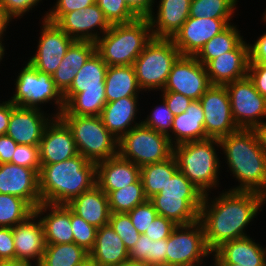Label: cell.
Segmentation results:
<instances>
[{
	"instance_id": "obj_1",
	"label": "cell",
	"mask_w": 266,
	"mask_h": 266,
	"mask_svg": "<svg viewBox=\"0 0 266 266\" xmlns=\"http://www.w3.org/2000/svg\"><path fill=\"white\" fill-rule=\"evenodd\" d=\"M203 197L199 221L205 241L213 253L227 241L247 237L245 230L264 205L263 195L251 191L225 190L215 199ZM211 199V200H209Z\"/></svg>"
},
{
	"instance_id": "obj_2",
	"label": "cell",
	"mask_w": 266,
	"mask_h": 266,
	"mask_svg": "<svg viewBox=\"0 0 266 266\" xmlns=\"http://www.w3.org/2000/svg\"><path fill=\"white\" fill-rule=\"evenodd\" d=\"M229 170L240 184L233 191L266 192V155L253 129H239L219 139Z\"/></svg>"
},
{
	"instance_id": "obj_3",
	"label": "cell",
	"mask_w": 266,
	"mask_h": 266,
	"mask_svg": "<svg viewBox=\"0 0 266 266\" xmlns=\"http://www.w3.org/2000/svg\"><path fill=\"white\" fill-rule=\"evenodd\" d=\"M96 185V163L78 154L53 164H41L39 191L42 203L68 204Z\"/></svg>"
},
{
	"instance_id": "obj_4",
	"label": "cell",
	"mask_w": 266,
	"mask_h": 266,
	"mask_svg": "<svg viewBox=\"0 0 266 266\" xmlns=\"http://www.w3.org/2000/svg\"><path fill=\"white\" fill-rule=\"evenodd\" d=\"M107 67L96 52L84 63L70 88L63 94L65 107L60 115L100 116L107 103Z\"/></svg>"
},
{
	"instance_id": "obj_5",
	"label": "cell",
	"mask_w": 266,
	"mask_h": 266,
	"mask_svg": "<svg viewBox=\"0 0 266 266\" xmlns=\"http://www.w3.org/2000/svg\"><path fill=\"white\" fill-rule=\"evenodd\" d=\"M152 38L148 18L111 25L95 42L96 53L108 66L133 65Z\"/></svg>"
},
{
	"instance_id": "obj_6",
	"label": "cell",
	"mask_w": 266,
	"mask_h": 266,
	"mask_svg": "<svg viewBox=\"0 0 266 266\" xmlns=\"http://www.w3.org/2000/svg\"><path fill=\"white\" fill-rule=\"evenodd\" d=\"M215 146L221 147L219 139L206 138L173 146L179 171L204 195L219 185L221 165Z\"/></svg>"
},
{
	"instance_id": "obj_7",
	"label": "cell",
	"mask_w": 266,
	"mask_h": 266,
	"mask_svg": "<svg viewBox=\"0 0 266 266\" xmlns=\"http://www.w3.org/2000/svg\"><path fill=\"white\" fill-rule=\"evenodd\" d=\"M71 129L78 153L88 161L99 162L118 155V141L100 116H59Z\"/></svg>"
},
{
	"instance_id": "obj_8",
	"label": "cell",
	"mask_w": 266,
	"mask_h": 266,
	"mask_svg": "<svg viewBox=\"0 0 266 266\" xmlns=\"http://www.w3.org/2000/svg\"><path fill=\"white\" fill-rule=\"evenodd\" d=\"M180 55L172 39L152 38L133 64L140 89L162 91Z\"/></svg>"
},
{
	"instance_id": "obj_9",
	"label": "cell",
	"mask_w": 266,
	"mask_h": 266,
	"mask_svg": "<svg viewBox=\"0 0 266 266\" xmlns=\"http://www.w3.org/2000/svg\"><path fill=\"white\" fill-rule=\"evenodd\" d=\"M118 155L141 168L170 158L173 145L167 135L141 123L119 139Z\"/></svg>"
},
{
	"instance_id": "obj_10",
	"label": "cell",
	"mask_w": 266,
	"mask_h": 266,
	"mask_svg": "<svg viewBox=\"0 0 266 266\" xmlns=\"http://www.w3.org/2000/svg\"><path fill=\"white\" fill-rule=\"evenodd\" d=\"M15 80V94L9 99L14 105L42 109L41 104L53 101L54 105L56 104L57 113L52 115L60 116L65 103L63 95L55 86L52 75L38 71L27 62Z\"/></svg>"
},
{
	"instance_id": "obj_11",
	"label": "cell",
	"mask_w": 266,
	"mask_h": 266,
	"mask_svg": "<svg viewBox=\"0 0 266 266\" xmlns=\"http://www.w3.org/2000/svg\"><path fill=\"white\" fill-rule=\"evenodd\" d=\"M212 252L205 241L201 222L177 225L167 238L166 266H189L202 263Z\"/></svg>"
},
{
	"instance_id": "obj_12",
	"label": "cell",
	"mask_w": 266,
	"mask_h": 266,
	"mask_svg": "<svg viewBox=\"0 0 266 266\" xmlns=\"http://www.w3.org/2000/svg\"><path fill=\"white\" fill-rule=\"evenodd\" d=\"M231 103V112L239 129H254L266 122V98L256 89L249 77L225 85Z\"/></svg>"
},
{
	"instance_id": "obj_13",
	"label": "cell",
	"mask_w": 266,
	"mask_h": 266,
	"mask_svg": "<svg viewBox=\"0 0 266 266\" xmlns=\"http://www.w3.org/2000/svg\"><path fill=\"white\" fill-rule=\"evenodd\" d=\"M199 101L204 111L205 133L209 138L220 139L239 130L225 85H211Z\"/></svg>"
},
{
	"instance_id": "obj_14",
	"label": "cell",
	"mask_w": 266,
	"mask_h": 266,
	"mask_svg": "<svg viewBox=\"0 0 266 266\" xmlns=\"http://www.w3.org/2000/svg\"><path fill=\"white\" fill-rule=\"evenodd\" d=\"M210 86L205 66L195 56L180 55L172 65L162 91H173L200 100Z\"/></svg>"
},
{
	"instance_id": "obj_15",
	"label": "cell",
	"mask_w": 266,
	"mask_h": 266,
	"mask_svg": "<svg viewBox=\"0 0 266 266\" xmlns=\"http://www.w3.org/2000/svg\"><path fill=\"white\" fill-rule=\"evenodd\" d=\"M40 27L42 28L36 53L28 62L38 71L52 75L74 40L56 23L46 19H43Z\"/></svg>"
},
{
	"instance_id": "obj_16",
	"label": "cell",
	"mask_w": 266,
	"mask_h": 266,
	"mask_svg": "<svg viewBox=\"0 0 266 266\" xmlns=\"http://www.w3.org/2000/svg\"><path fill=\"white\" fill-rule=\"evenodd\" d=\"M56 24L74 41L94 43L111 26L96 3L81 10L65 13Z\"/></svg>"
},
{
	"instance_id": "obj_17",
	"label": "cell",
	"mask_w": 266,
	"mask_h": 266,
	"mask_svg": "<svg viewBox=\"0 0 266 266\" xmlns=\"http://www.w3.org/2000/svg\"><path fill=\"white\" fill-rule=\"evenodd\" d=\"M231 19L189 17L172 38L181 55L195 56L212 37L223 31Z\"/></svg>"
},
{
	"instance_id": "obj_18",
	"label": "cell",
	"mask_w": 266,
	"mask_h": 266,
	"mask_svg": "<svg viewBox=\"0 0 266 266\" xmlns=\"http://www.w3.org/2000/svg\"><path fill=\"white\" fill-rule=\"evenodd\" d=\"M39 154L41 164L62 162L79 154L71 129L60 117H54L46 126Z\"/></svg>"
},
{
	"instance_id": "obj_19",
	"label": "cell",
	"mask_w": 266,
	"mask_h": 266,
	"mask_svg": "<svg viewBox=\"0 0 266 266\" xmlns=\"http://www.w3.org/2000/svg\"><path fill=\"white\" fill-rule=\"evenodd\" d=\"M50 116L42 109L13 104L6 135L17 144L39 145L46 126L54 118Z\"/></svg>"
},
{
	"instance_id": "obj_20",
	"label": "cell",
	"mask_w": 266,
	"mask_h": 266,
	"mask_svg": "<svg viewBox=\"0 0 266 266\" xmlns=\"http://www.w3.org/2000/svg\"><path fill=\"white\" fill-rule=\"evenodd\" d=\"M0 193L20 197L35 209L42 203L39 171L13 163L0 164Z\"/></svg>"
},
{
	"instance_id": "obj_21",
	"label": "cell",
	"mask_w": 266,
	"mask_h": 266,
	"mask_svg": "<svg viewBox=\"0 0 266 266\" xmlns=\"http://www.w3.org/2000/svg\"><path fill=\"white\" fill-rule=\"evenodd\" d=\"M249 43L242 41L234 50L210 60L206 71L211 85H226L247 77Z\"/></svg>"
},
{
	"instance_id": "obj_22",
	"label": "cell",
	"mask_w": 266,
	"mask_h": 266,
	"mask_svg": "<svg viewBox=\"0 0 266 266\" xmlns=\"http://www.w3.org/2000/svg\"><path fill=\"white\" fill-rule=\"evenodd\" d=\"M13 240L15 259L42 261L46 242L43 225L35 212L13 227Z\"/></svg>"
},
{
	"instance_id": "obj_23",
	"label": "cell",
	"mask_w": 266,
	"mask_h": 266,
	"mask_svg": "<svg viewBox=\"0 0 266 266\" xmlns=\"http://www.w3.org/2000/svg\"><path fill=\"white\" fill-rule=\"evenodd\" d=\"M157 14L147 18L153 38L172 39L189 18L191 0H160Z\"/></svg>"
},
{
	"instance_id": "obj_24",
	"label": "cell",
	"mask_w": 266,
	"mask_h": 266,
	"mask_svg": "<svg viewBox=\"0 0 266 266\" xmlns=\"http://www.w3.org/2000/svg\"><path fill=\"white\" fill-rule=\"evenodd\" d=\"M34 212L43 225L46 244L74 242L71 209L66 204L40 203Z\"/></svg>"
},
{
	"instance_id": "obj_25",
	"label": "cell",
	"mask_w": 266,
	"mask_h": 266,
	"mask_svg": "<svg viewBox=\"0 0 266 266\" xmlns=\"http://www.w3.org/2000/svg\"><path fill=\"white\" fill-rule=\"evenodd\" d=\"M140 179V167L119 155L96 163V184L107 195Z\"/></svg>"
},
{
	"instance_id": "obj_26",
	"label": "cell",
	"mask_w": 266,
	"mask_h": 266,
	"mask_svg": "<svg viewBox=\"0 0 266 266\" xmlns=\"http://www.w3.org/2000/svg\"><path fill=\"white\" fill-rule=\"evenodd\" d=\"M254 241L247 236L223 243L212 253L216 264L266 266V247Z\"/></svg>"
},
{
	"instance_id": "obj_27",
	"label": "cell",
	"mask_w": 266,
	"mask_h": 266,
	"mask_svg": "<svg viewBox=\"0 0 266 266\" xmlns=\"http://www.w3.org/2000/svg\"><path fill=\"white\" fill-rule=\"evenodd\" d=\"M66 205L97 229L109 224L111 211L108 195L97 184L80 196L73 198Z\"/></svg>"
},
{
	"instance_id": "obj_28",
	"label": "cell",
	"mask_w": 266,
	"mask_h": 266,
	"mask_svg": "<svg viewBox=\"0 0 266 266\" xmlns=\"http://www.w3.org/2000/svg\"><path fill=\"white\" fill-rule=\"evenodd\" d=\"M138 99V96H129L107 102L101 111L102 123L117 139L141 124L140 121L135 122L137 120L136 115L139 112V108H137L139 106Z\"/></svg>"
},
{
	"instance_id": "obj_29",
	"label": "cell",
	"mask_w": 266,
	"mask_h": 266,
	"mask_svg": "<svg viewBox=\"0 0 266 266\" xmlns=\"http://www.w3.org/2000/svg\"><path fill=\"white\" fill-rule=\"evenodd\" d=\"M89 258L97 266H119L129 259V251L111 225L107 224L98 228Z\"/></svg>"
},
{
	"instance_id": "obj_30",
	"label": "cell",
	"mask_w": 266,
	"mask_h": 266,
	"mask_svg": "<svg viewBox=\"0 0 266 266\" xmlns=\"http://www.w3.org/2000/svg\"><path fill=\"white\" fill-rule=\"evenodd\" d=\"M96 52L94 42L74 41L67 49L59 67L52 74L56 88L63 95L84 63Z\"/></svg>"
},
{
	"instance_id": "obj_31",
	"label": "cell",
	"mask_w": 266,
	"mask_h": 266,
	"mask_svg": "<svg viewBox=\"0 0 266 266\" xmlns=\"http://www.w3.org/2000/svg\"><path fill=\"white\" fill-rule=\"evenodd\" d=\"M171 133L168 137L173 146L209 138L205 133L204 111L199 100H192L185 112L174 116Z\"/></svg>"
},
{
	"instance_id": "obj_32",
	"label": "cell",
	"mask_w": 266,
	"mask_h": 266,
	"mask_svg": "<svg viewBox=\"0 0 266 266\" xmlns=\"http://www.w3.org/2000/svg\"><path fill=\"white\" fill-rule=\"evenodd\" d=\"M158 215L176 225H188L199 220L203 198H172L154 195L149 199Z\"/></svg>"
},
{
	"instance_id": "obj_33",
	"label": "cell",
	"mask_w": 266,
	"mask_h": 266,
	"mask_svg": "<svg viewBox=\"0 0 266 266\" xmlns=\"http://www.w3.org/2000/svg\"><path fill=\"white\" fill-rule=\"evenodd\" d=\"M142 91L138 85L133 65L108 66L105 78L107 102L129 96H139Z\"/></svg>"
},
{
	"instance_id": "obj_34",
	"label": "cell",
	"mask_w": 266,
	"mask_h": 266,
	"mask_svg": "<svg viewBox=\"0 0 266 266\" xmlns=\"http://www.w3.org/2000/svg\"><path fill=\"white\" fill-rule=\"evenodd\" d=\"M178 170L174 155L164 161L142 166L140 168V178L143 183L145 197L150 199L159 193Z\"/></svg>"
},
{
	"instance_id": "obj_35",
	"label": "cell",
	"mask_w": 266,
	"mask_h": 266,
	"mask_svg": "<svg viewBox=\"0 0 266 266\" xmlns=\"http://www.w3.org/2000/svg\"><path fill=\"white\" fill-rule=\"evenodd\" d=\"M236 26L231 23L212 37L195 55L196 59L205 66L210 60L234 50L243 41V36Z\"/></svg>"
},
{
	"instance_id": "obj_36",
	"label": "cell",
	"mask_w": 266,
	"mask_h": 266,
	"mask_svg": "<svg viewBox=\"0 0 266 266\" xmlns=\"http://www.w3.org/2000/svg\"><path fill=\"white\" fill-rule=\"evenodd\" d=\"M89 258V252L73 243L46 244L40 266H77Z\"/></svg>"
},
{
	"instance_id": "obj_37",
	"label": "cell",
	"mask_w": 266,
	"mask_h": 266,
	"mask_svg": "<svg viewBox=\"0 0 266 266\" xmlns=\"http://www.w3.org/2000/svg\"><path fill=\"white\" fill-rule=\"evenodd\" d=\"M146 200L141 178L133 184L111 191L108 194L111 213H128Z\"/></svg>"
},
{
	"instance_id": "obj_38",
	"label": "cell",
	"mask_w": 266,
	"mask_h": 266,
	"mask_svg": "<svg viewBox=\"0 0 266 266\" xmlns=\"http://www.w3.org/2000/svg\"><path fill=\"white\" fill-rule=\"evenodd\" d=\"M34 213V208L24 199L0 193V227H14Z\"/></svg>"
},
{
	"instance_id": "obj_39",
	"label": "cell",
	"mask_w": 266,
	"mask_h": 266,
	"mask_svg": "<svg viewBox=\"0 0 266 266\" xmlns=\"http://www.w3.org/2000/svg\"><path fill=\"white\" fill-rule=\"evenodd\" d=\"M237 0H191L189 17L232 19Z\"/></svg>"
},
{
	"instance_id": "obj_40",
	"label": "cell",
	"mask_w": 266,
	"mask_h": 266,
	"mask_svg": "<svg viewBox=\"0 0 266 266\" xmlns=\"http://www.w3.org/2000/svg\"><path fill=\"white\" fill-rule=\"evenodd\" d=\"M155 195L172 198H203L204 194L181 172L177 171Z\"/></svg>"
},
{
	"instance_id": "obj_41",
	"label": "cell",
	"mask_w": 266,
	"mask_h": 266,
	"mask_svg": "<svg viewBox=\"0 0 266 266\" xmlns=\"http://www.w3.org/2000/svg\"><path fill=\"white\" fill-rule=\"evenodd\" d=\"M96 4L110 25L127 24L139 18L125 0H96Z\"/></svg>"
},
{
	"instance_id": "obj_42",
	"label": "cell",
	"mask_w": 266,
	"mask_h": 266,
	"mask_svg": "<svg viewBox=\"0 0 266 266\" xmlns=\"http://www.w3.org/2000/svg\"><path fill=\"white\" fill-rule=\"evenodd\" d=\"M109 224L122 239L128 251H130L138 241L140 233L132 224L129 214L111 213Z\"/></svg>"
},
{
	"instance_id": "obj_43",
	"label": "cell",
	"mask_w": 266,
	"mask_h": 266,
	"mask_svg": "<svg viewBox=\"0 0 266 266\" xmlns=\"http://www.w3.org/2000/svg\"><path fill=\"white\" fill-rule=\"evenodd\" d=\"M71 227L74 243L90 252L96 240L97 228L87 223L71 210Z\"/></svg>"
},
{
	"instance_id": "obj_44",
	"label": "cell",
	"mask_w": 266,
	"mask_h": 266,
	"mask_svg": "<svg viewBox=\"0 0 266 266\" xmlns=\"http://www.w3.org/2000/svg\"><path fill=\"white\" fill-rule=\"evenodd\" d=\"M161 103V105L152 109L150 115H147V118L140 121L150 129L168 136L172 129L174 114L169 110L164 99Z\"/></svg>"
},
{
	"instance_id": "obj_45",
	"label": "cell",
	"mask_w": 266,
	"mask_h": 266,
	"mask_svg": "<svg viewBox=\"0 0 266 266\" xmlns=\"http://www.w3.org/2000/svg\"><path fill=\"white\" fill-rule=\"evenodd\" d=\"M12 163L40 172L41 162L39 145L17 144L12 156Z\"/></svg>"
},
{
	"instance_id": "obj_46",
	"label": "cell",
	"mask_w": 266,
	"mask_h": 266,
	"mask_svg": "<svg viewBox=\"0 0 266 266\" xmlns=\"http://www.w3.org/2000/svg\"><path fill=\"white\" fill-rule=\"evenodd\" d=\"M130 220L140 234H144L146 229L158 215L153 203L147 199L144 203L137 205L128 212Z\"/></svg>"
},
{
	"instance_id": "obj_47",
	"label": "cell",
	"mask_w": 266,
	"mask_h": 266,
	"mask_svg": "<svg viewBox=\"0 0 266 266\" xmlns=\"http://www.w3.org/2000/svg\"><path fill=\"white\" fill-rule=\"evenodd\" d=\"M96 3V0H57L55 6L44 14L43 19L56 23L65 13L81 10Z\"/></svg>"
},
{
	"instance_id": "obj_48",
	"label": "cell",
	"mask_w": 266,
	"mask_h": 266,
	"mask_svg": "<svg viewBox=\"0 0 266 266\" xmlns=\"http://www.w3.org/2000/svg\"><path fill=\"white\" fill-rule=\"evenodd\" d=\"M177 225L171 220L157 215L151 225L146 229L144 235H147L151 240L157 241L166 239Z\"/></svg>"
},
{
	"instance_id": "obj_49",
	"label": "cell",
	"mask_w": 266,
	"mask_h": 266,
	"mask_svg": "<svg viewBox=\"0 0 266 266\" xmlns=\"http://www.w3.org/2000/svg\"><path fill=\"white\" fill-rule=\"evenodd\" d=\"M42 0H1L0 5L12 18H21ZM21 16V17H20Z\"/></svg>"
},
{
	"instance_id": "obj_50",
	"label": "cell",
	"mask_w": 266,
	"mask_h": 266,
	"mask_svg": "<svg viewBox=\"0 0 266 266\" xmlns=\"http://www.w3.org/2000/svg\"><path fill=\"white\" fill-rule=\"evenodd\" d=\"M15 259L13 227H0V262Z\"/></svg>"
},
{
	"instance_id": "obj_51",
	"label": "cell",
	"mask_w": 266,
	"mask_h": 266,
	"mask_svg": "<svg viewBox=\"0 0 266 266\" xmlns=\"http://www.w3.org/2000/svg\"><path fill=\"white\" fill-rule=\"evenodd\" d=\"M163 96L162 98L165 100L169 110L174 114V116L180 115L185 112V110L189 107L192 99L184 96L183 94H179L173 91H161Z\"/></svg>"
},
{
	"instance_id": "obj_52",
	"label": "cell",
	"mask_w": 266,
	"mask_h": 266,
	"mask_svg": "<svg viewBox=\"0 0 266 266\" xmlns=\"http://www.w3.org/2000/svg\"><path fill=\"white\" fill-rule=\"evenodd\" d=\"M247 76L253 82L255 89L266 98V66L249 62Z\"/></svg>"
},
{
	"instance_id": "obj_53",
	"label": "cell",
	"mask_w": 266,
	"mask_h": 266,
	"mask_svg": "<svg viewBox=\"0 0 266 266\" xmlns=\"http://www.w3.org/2000/svg\"><path fill=\"white\" fill-rule=\"evenodd\" d=\"M151 242L152 240L147 235L140 234L138 241L129 251V259L149 265Z\"/></svg>"
},
{
	"instance_id": "obj_54",
	"label": "cell",
	"mask_w": 266,
	"mask_h": 266,
	"mask_svg": "<svg viewBox=\"0 0 266 266\" xmlns=\"http://www.w3.org/2000/svg\"><path fill=\"white\" fill-rule=\"evenodd\" d=\"M166 245L167 238L157 241L152 240L149 254V266H166Z\"/></svg>"
},
{
	"instance_id": "obj_55",
	"label": "cell",
	"mask_w": 266,
	"mask_h": 266,
	"mask_svg": "<svg viewBox=\"0 0 266 266\" xmlns=\"http://www.w3.org/2000/svg\"><path fill=\"white\" fill-rule=\"evenodd\" d=\"M249 62L266 66V32L258 37L254 44H249Z\"/></svg>"
},
{
	"instance_id": "obj_56",
	"label": "cell",
	"mask_w": 266,
	"mask_h": 266,
	"mask_svg": "<svg viewBox=\"0 0 266 266\" xmlns=\"http://www.w3.org/2000/svg\"><path fill=\"white\" fill-rule=\"evenodd\" d=\"M125 2L139 18H147L154 11L155 0H125Z\"/></svg>"
},
{
	"instance_id": "obj_57",
	"label": "cell",
	"mask_w": 266,
	"mask_h": 266,
	"mask_svg": "<svg viewBox=\"0 0 266 266\" xmlns=\"http://www.w3.org/2000/svg\"><path fill=\"white\" fill-rule=\"evenodd\" d=\"M17 143L7 135H0V164L12 163Z\"/></svg>"
},
{
	"instance_id": "obj_58",
	"label": "cell",
	"mask_w": 266,
	"mask_h": 266,
	"mask_svg": "<svg viewBox=\"0 0 266 266\" xmlns=\"http://www.w3.org/2000/svg\"><path fill=\"white\" fill-rule=\"evenodd\" d=\"M12 110L13 103L10 100L0 103V135H6Z\"/></svg>"
},
{
	"instance_id": "obj_59",
	"label": "cell",
	"mask_w": 266,
	"mask_h": 266,
	"mask_svg": "<svg viewBox=\"0 0 266 266\" xmlns=\"http://www.w3.org/2000/svg\"><path fill=\"white\" fill-rule=\"evenodd\" d=\"M254 132L256 133L259 145L262 151L266 155V122L260 124L259 126L255 127Z\"/></svg>"
},
{
	"instance_id": "obj_60",
	"label": "cell",
	"mask_w": 266,
	"mask_h": 266,
	"mask_svg": "<svg viewBox=\"0 0 266 266\" xmlns=\"http://www.w3.org/2000/svg\"><path fill=\"white\" fill-rule=\"evenodd\" d=\"M10 21H12V18L0 5V35H4V32H6V28L9 26Z\"/></svg>"
},
{
	"instance_id": "obj_61",
	"label": "cell",
	"mask_w": 266,
	"mask_h": 266,
	"mask_svg": "<svg viewBox=\"0 0 266 266\" xmlns=\"http://www.w3.org/2000/svg\"><path fill=\"white\" fill-rule=\"evenodd\" d=\"M0 266H40V263L35 262V264L32 265V262L28 260L13 259L0 262Z\"/></svg>"
},
{
	"instance_id": "obj_62",
	"label": "cell",
	"mask_w": 266,
	"mask_h": 266,
	"mask_svg": "<svg viewBox=\"0 0 266 266\" xmlns=\"http://www.w3.org/2000/svg\"><path fill=\"white\" fill-rule=\"evenodd\" d=\"M119 266H149V265L141 261H134V260L128 259L125 262H122Z\"/></svg>"
},
{
	"instance_id": "obj_63",
	"label": "cell",
	"mask_w": 266,
	"mask_h": 266,
	"mask_svg": "<svg viewBox=\"0 0 266 266\" xmlns=\"http://www.w3.org/2000/svg\"><path fill=\"white\" fill-rule=\"evenodd\" d=\"M2 42H3V35H0V62L5 55V46Z\"/></svg>"
},
{
	"instance_id": "obj_64",
	"label": "cell",
	"mask_w": 266,
	"mask_h": 266,
	"mask_svg": "<svg viewBox=\"0 0 266 266\" xmlns=\"http://www.w3.org/2000/svg\"><path fill=\"white\" fill-rule=\"evenodd\" d=\"M77 266H97L90 258Z\"/></svg>"
},
{
	"instance_id": "obj_65",
	"label": "cell",
	"mask_w": 266,
	"mask_h": 266,
	"mask_svg": "<svg viewBox=\"0 0 266 266\" xmlns=\"http://www.w3.org/2000/svg\"><path fill=\"white\" fill-rule=\"evenodd\" d=\"M213 261H214V265L213 266H217V264H216V262H215V259L213 258ZM203 263H205V262H202V263H198V264H194V265H189V266H203V265H201V264H203ZM204 266H206V265H204ZM210 266H212V265H210Z\"/></svg>"
},
{
	"instance_id": "obj_66",
	"label": "cell",
	"mask_w": 266,
	"mask_h": 266,
	"mask_svg": "<svg viewBox=\"0 0 266 266\" xmlns=\"http://www.w3.org/2000/svg\"><path fill=\"white\" fill-rule=\"evenodd\" d=\"M217 266H243L240 264H217Z\"/></svg>"
},
{
	"instance_id": "obj_67",
	"label": "cell",
	"mask_w": 266,
	"mask_h": 266,
	"mask_svg": "<svg viewBox=\"0 0 266 266\" xmlns=\"http://www.w3.org/2000/svg\"><path fill=\"white\" fill-rule=\"evenodd\" d=\"M264 15H263V21L266 23V10H265V12L263 13Z\"/></svg>"
},
{
	"instance_id": "obj_68",
	"label": "cell",
	"mask_w": 266,
	"mask_h": 266,
	"mask_svg": "<svg viewBox=\"0 0 266 266\" xmlns=\"http://www.w3.org/2000/svg\"><path fill=\"white\" fill-rule=\"evenodd\" d=\"M264 204L266 203V192L263 194Z\"/></svg>"
}]
</instances>
